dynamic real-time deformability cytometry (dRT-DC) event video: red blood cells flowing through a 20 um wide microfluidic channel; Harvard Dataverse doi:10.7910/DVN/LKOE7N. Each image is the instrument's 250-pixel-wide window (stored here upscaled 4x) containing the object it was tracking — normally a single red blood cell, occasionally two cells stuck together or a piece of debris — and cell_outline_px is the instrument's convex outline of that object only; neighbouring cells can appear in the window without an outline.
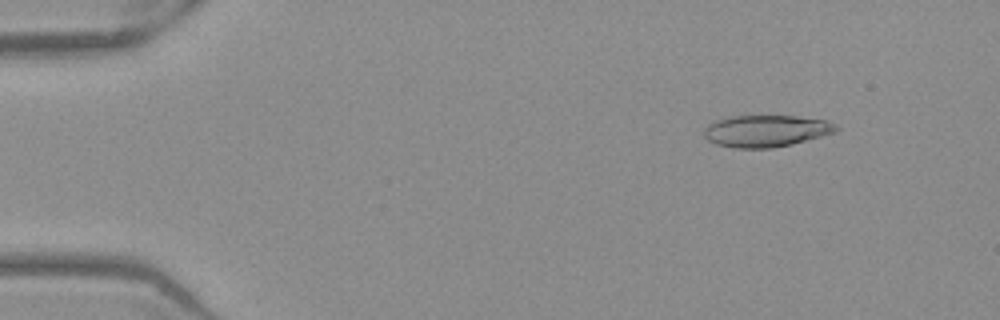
{"species": "Egyptian fruit bat (a non-hibernating species)", "species_latin": "Rousettus aegyptiacus", "temperature_condition": "warm", "stored_images_in_passage": 52, "camera_frame_rate_fps": 3000, "um_per_image_px": 0.085, "frame": {"image": 1, "passage_image": 6, "time_ms": 1.667, "image_size_px": [1000, 320], "cell_outline_px": [[840, 128], [836, 132], [792, 144], [772, 148], [732, 148], [716, 144], [708, 140], [704, 136], [704, 128], [708, 124], [716, 120], [728, 116], [796, 116], [828, 120], [836, 124]], "centroid_in_image_um": [65.12, 11.13], "position_along_channel_um": 19.9, "area_um2": 24.68}}
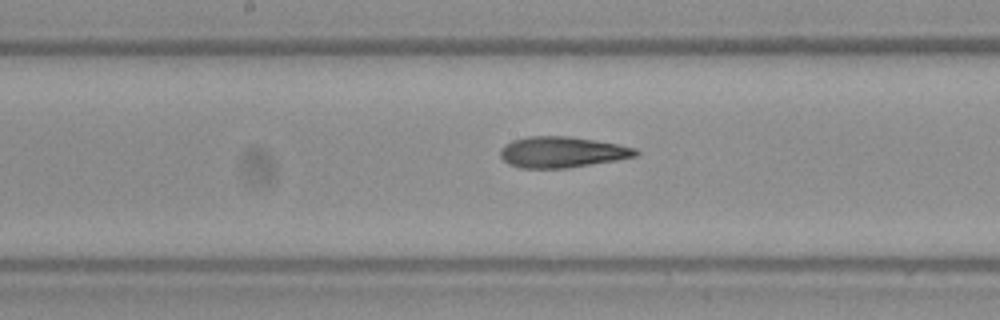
{"frame": {"image": 2, "passage_image": 27, "time_ms": 8.667, "image_size_px": [1000, 320], "cell_outline_px": [[640, 152], [636, 156], [616, 160], [568, 168], [520, 168], [508, 164], [500, 156], [500, 148], [504, 144], [512, 140], [528, 136], [568, 136], [616, 144], [636, 148]], "centroid_in_image_um": [47.73, 12.93], "position_along_channel_um": 200.5, "area_um2": 24.39}}
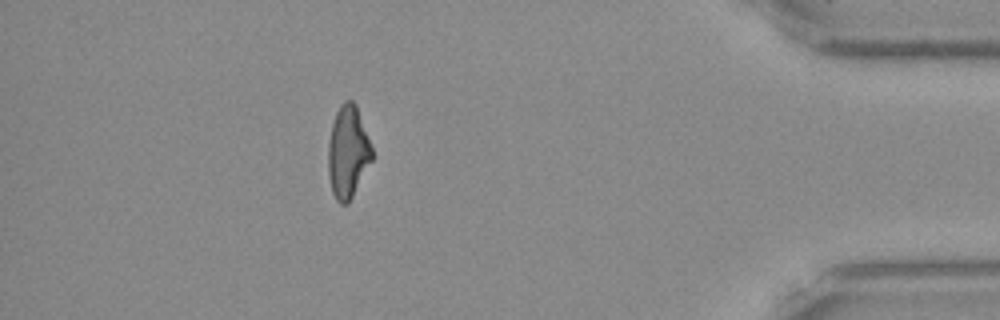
{"frame": {"image": 3, "passage_image": 46, "time_ms": 15.0, "image_size_px": [1000, 320], "cell_outline_px": [[372, 160], [348, 204], [340, 204], [336, 200], [332, 192], [328, 176], [328, 144], [332, 124], [336, 112], [340, 104], [344, 100], [352, 100], [356, 104], [372, 148]], "centroid_in_image_um": [29.55, 12.92], "position_along_channel_um": 405.6, "area_um2": 23.52}, "authors_computed_cell_mechanics": {"area_um2": 24.4783, "velocity_mm_per_s": 3.9599, "shape_relaxation_time_tau1_ms": 7.3758, "shape_relaxation_time_tau2_ms": 3.5138, "deformation_change_tau1": 0.2236, "deformation_change_tau2": 0.135}}